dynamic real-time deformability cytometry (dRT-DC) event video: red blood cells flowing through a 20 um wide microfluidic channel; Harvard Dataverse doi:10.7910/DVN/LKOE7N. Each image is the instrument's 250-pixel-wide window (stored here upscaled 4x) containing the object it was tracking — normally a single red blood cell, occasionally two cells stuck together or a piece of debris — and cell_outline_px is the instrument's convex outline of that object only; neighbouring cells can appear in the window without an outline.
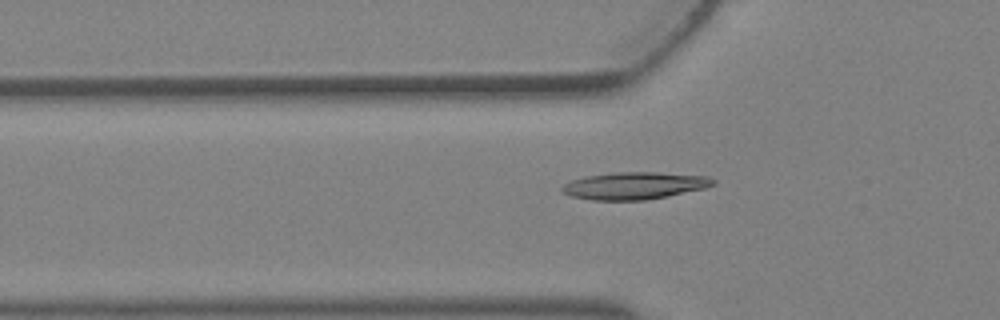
{"species": "Egyptian fruit bat (a non-hibernating species)", "species_latin": "Rousettus aegyptiacus", "temperature_condition": "warm", "stored_images_in_passage": 4, "camera_frame_rate_fps": 3000, "um_per_image_px": 0.085, "animal": {"sex": "female"}, "frame": {"image": 1, "passage_image": 4, "time_ms": 1.0, "image_size_px": [1000, 320], "cell_outline_px": [[716, 184], [704, 188], [668, 196], [648, 200], [592, 200], [572, 196], [560, 192], [560, 188], [564, 184], [572, 180], [584, 176], [616, 172], [656, 172], [708, 176], [716, 180]], "centroid_in_image_um": [53.92, 15.78], "position_along_channel_um": 71.9, "area_um2": 24.1}}